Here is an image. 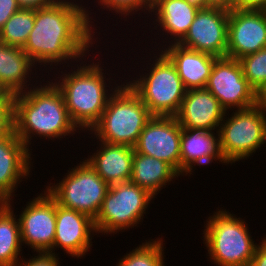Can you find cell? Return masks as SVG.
I'll return each instance as SVG.
<instances>
[{"mask_svg": "<svg viewBox=\"0 0 266 266\" xmlns=\"http://www.w3.org/2000/svg\"><path fill=\"white\" fill-rule=\"evenodd\" d=\"M71 1L59 0L35 10L34 27L22 50L36 65L45 68L78 63L86 59L89 48L95 44L91 8L87 10L76 0Z\"/></svg>", "mask_w": 266, "mask_h": 266, "instance_id": "1", "label": "cell"}, {"mask_svg": "<svg viewBox=\"0 0 266 266\" xmlns=\"http://www.w3.org/2000/svg\"><path fill=\"white\" fill-rule=\"evenodd\" d=\"M52 81L47 80L43 86L34 84L13 96L15 133L31 152V140L37 135L54 141L78 130L70 119L61 90Z\"/></svg>", "mask_w": 266, "mask_h": 266, "instance_id": "2", "label": "cell"}, {"mask_svg": "<svg viewBox=\"0 0 266 266\" xmlns=\"http://www.w3.org/2000/svg\"><path fill=\"white\" fill-rule=\"evenodd\" d=\"M79 64L83 65L72 64L73 69L69 72L61 70L60 77H56L59 80L55 79L54 83L61 90L70 119L80 134L79 130L90 132L98 123L109 98L120 85L116 81L113 82L116 85H111V78L106 79V73L98 61H90V64L89 61L88 64L82 61ZM106 80L111 87L107 85Z\"/></svg>", "mask_w": 266, "mask_h": 266, "instance_id": "3", "label": "cell"}, {"mask_svg": "<svg viewBox=\"0 0 266 266\" xmlns=\"http://www.w3.org/2000/svg\"><path fill=\"white\" fill-rule=\"evenodd\" d=\"M152 116L139 96L124 81L109 98L101 118L90 133L99 141L135 147Z\"/></svg>", "mask_w": 266, "mask_h": 266, "instance_id": "4", "label": "cell"}, {"mask_svg": "<svg viewBox=\"0 0 266 266\" xmlns=\"http://www.w3.org/2000/svg\"><path fill=\"white\" fill-rule=\"evenodd\" d=\"M247 226L226 209L208 217L202 234L210 261L217 266H250L260 243H254Z\"/></svg>", "mask_w": 266, "mask_h": 266, "instance_id": "5", "label": "cell"}, {"mask_svg": "<svg viewBox=\"0 0 266 266\" xmlns=\"http://www.w3.org/2000/svg\"><path fill=\"white\" fill-rule=\"evenodd\" d=\"M159 51L156 52L158 55L154 54L155 60L152 56L149 58L150 62L153 61L148 63L151 68L147 64L149 73H141L138 78L131 77L132 81L126 83L153 116H175L185 97L186 89L174 64Z\"/></svg>", "mask_w": 266, "mask_h": 266, "instance_id": "6", "label": "cell"}, {"mask_svg": "<svg viewBox=\"0 0 266 266\" xmlns=\"http://www.w3.org/2000/svg\"><path fill=\"white\" fill-rule=\"evenodd\" d=\"M232 111L231 117L226 111L218 130L219 151L227 165L249 159L266 143V113L263 110L254 105Z\"/></svg>", "mask_w": 266, "mask_h": 266, "instance_id": "7", "label": "cell"}, {"mask_svg": "<svg viewBox=\"0 0 266 266\" xmlns=\"http://www.w3.org/2000/svg\"><path fill=\"white\" fill-rule=\"evenodd\" d=\"M154 198L147 190L130 181L110 185L94 220L97 233L114 235L139 225Z\"/></svg>", "mask_w": 266, "mask_h": 266, "instance_id": "8", "label": "cell"}, {"mask_svg": "<svg viewBox=\"0 0 266 266\" xmlns=\"http://www.w3.org/2000/svg\"><path fill=\"white\" fill-rule=\"evenodd\" d=\"M65 176L59 183L47 185L45 190L58 205L84 213L95 220L110 185L86 160L68 170Z\"/></svg>", "mask_w": 266, "mask_h": 266, "instance_id": "9", "label": "cell"}, {"mask_svg": "<svg viewBox=\"0 0 266 266\" xmlns=\"http://www.w3.org/2000/svg\"><path fill=\"white\" fill-rule=\"evenodd\" d=\"M208 89L229 111L246 109L256 105V91L243 75L239 60L228 57L218 58L208 78Z\"/></svg>", "mask_w": 266, "mask_h": 266, "instance_id": "10", "label": "cell"}, {"mask_svg": "<svg viewBox=\"0 0 266 266\" xmlns=\"http://www.w3.org/2000/svg\"><path fill=\"white\" fill-rule=\"evenodd\" d=\"M28 201L19 216L21 241L34 252H49L56 232V200L46 191ZM24 209V210H23Z\"/></svg>", "mask_w": 266, "mask_h": 266, "instance_id": "11", "label": "cell"}, {"mask_svg": "<svg viewBox=\"0 0 266 266\" xmlns=\"http://www.w3.org/2000/svg\"><path fill=\"white\" fill-rule=\"evenodd\" d=\"M229 11L215 7H200L180 46L226 57Z\"/></svg>", "mask_w": 266, "mask_h": 266, "instance_id": "12", "label": "cell"}, {"mask_svg": "<svg viewBox=\"0 0 266 266\" xmlns=\"http://www.w3.org/2000/svg\"><path fill=\"white\" fill-rule=\"evenodd\" d=\"M181 134L182 127L175 116H152L134 149L167 162L181 175Z\"/></svg>", "mask_w": 266, "mask_h": 266, "instance_id": "13", "label": "cell"}, {"mask_svg": "<svg viewBox=\"0 0 266 266\" xmlns=\"http://www.w3.org/2000/svg\"><path fill=\"white\" fill-rule=\"evenodd\" d=\"M266 47V10L229 11L226 57L240 59Z\"/></svg>", "mask_w": 266, "mask_h": 266, "instance_id": "14", "label": "cell"}, {"mask_svg": "<svg viewBox=\"0 0 266 266\" xmlns=\"http://www.w3.org/2000/svg\"><path fill=\"white\" fill-rule=\"evenodd\" d=\"M96 233V234H94ZM97 235L94 220L88 215L67 209L56 202V232L53 248H61L67 255L76 258L84 257L92 247V237Z\"/></svg>", "mask_w": 266, "mask_h": 266, "instance_id": "15", "label": "cell"}, {"mask_svg": "<svg viewBox=\"0 0 266 266\" xmlns=\"http://www.w3.org/2000/svg\"><path fill=\"white\" fill-rule=\"evenodd\" d=\"M32 152L19 139L15 131L0 139V202L7 203L16 196L15 191L23 178L28 179L32 169ZM27 177V178H26ZM22 178V179H21ZM16 188V189H15Z\"/></svg>", "mask_w": 266, "mask_h": 266, "instance_id": "16", "label": "cell"}, {"mask_svg": "<svg viewBox=\"0 0 266 266\" xmlns=\"http://www.w3.org/2000/svg\"><path fill=\"white\" fill-rule=\"evenodd\" d=\"M226 110L206 88L186 90L175 115L182 128L218 132Z\"/></svg>", "mask_w": 266, "mask_h": 266, "instance_id": "17", "label": "cell"}, {"mask_svg": "<svg viewBox=\"0 0 266 266\" xmlns=\"http://www.w3.org/2000/svg\"><path fill=\"white\" fill-rule=\"evenodd\" d=\"M201 4L198 0H157L151 6L152 25L162 29V37L168 38V44H178L187 34L190 25ZM153 12V15H152ZM165 34V36H163ZM169 34V35H168ZM172 40V41H169Z\"/></svg>", "mask_w": 266, "mask_h": 266, "instance_id": "18", "label": "cell"}, {"mask_svg": "<svg viewBox=\"0 0 266 266\" xmlns=\"http://www.w3.org/2000/svg\"><path fill=\"white\" fill-rule=\"evenodd\" d=\"M160 49L174 64L186 90L205 88L218 57L179 44H162Z\"/></svg>", "mask_w": 266, "mask_h": 266, "instance_id": "19", "label": "cell"}, {"mask_svg": "<svg viewBox=\"0 0 266 266\" xmlns=\"http://www.w3.org/2000/svg\"><path fill=\"white\" fill-rule=\"evenodd\" d=\"M100 142V148L84 159L107 184L129 182L132 175L134 147Z\"/></svg>", "mask_w": 266, "mask_h": 266, "instance_id": "20", "label": "cell"}, {"mask_svg": "<svg viewBox=\"0 0 266 266\" xmlns=\"http://www.w3.org/2000/svg\"><path fill=\"white\" fill-rule=\"evenodd\" d=\"M180 156L181 176H190L195 165L207 166L213 161L225 163L219 151L218 132L212 131L182 128Z\"/></svg>", "mask_w": 266, "mask_h": 266, "instance_id": "21", "label": "cell"}, {"mask_svg": "<svg viewBox=\"0 0 266 266\" xmlns=\"http://www.w3.org/2000/svg\"><path fill=\"white\" fill-rule=\"evenodd\" d=\"M34 66L38 68L21 48L0 42V89L4 93L14 96L29 90Z\"/></svg>", "mask_w": 266, "mask_h": 266, "instance_id": "22", "label": "cell"}, {"mask_svg": "<svg viewBox=\"0 0 266 266\" xmlns=\"http://www.w3.org/2000/svg\"><path fill=\"white\" fill-rule=\"evenodd\" d=\"M178 176L180 174L167 162L134 150L130 182L147 190L154 197Z\"/></svg>", "mask_w": 266, "mask_h": 266, "instance_id": "23", "label": "cell"}, {"mask_svg": "<svg viewBox=\"0 0 266 266\" xmlns=\"http://www.w3.org/2000/svg\"><path fill=\"white\" fill-rule=\"evenodd\" d=\"M11 204L0 205V266H17L22 259L20 224Z\"/></svg>", "mask_w": 266, "mask_h": 266, "instance_id": "24", "label": "cell"}, {"mask_svg": "<svg viewBox=\"0 0 266 266\" xmlns=\"http://www.w3.org/2000/svg\"><path fill=\"white\" fill-rule=\"evenodd\" d=\"M34 21V9H20L0 30V42L23 49L34 27Z\"/></svg>", "mask_w": 266, "mask_h": 266, "instance_id": "25", "label": "cell"}, {"mask_svg": "<svg viewBox=\"0 0 266 266\" xmlns=\"http://www.w3.org/2000/svg\"><path fill=\"white\" fill-rule=\"evenodd\" d=\"M162 238L150 239L126 253L117 266H165Z\"/></svg>", "mask_w": 266, "mask_h": 266, "instance_id": "26", "label": "cell"}, {"mask_svg": "<svg viewBox=\"0 0 266 266\" xmlns=\"http://www.w3.org/2000/svg\"><path fill=\"white\" fill-rule=\"evenodd\" d=\"M238 60L244 77L249 85L257 91L266 82V47Z\"/></svg>", "mask_w": 266, "mask_h": 266, "instance_id": "27", "label": "cell"}, {"mask_svg": "<svg viewBox=\"0 0 266 266\" xmlns=\"http://www.w3.org/2000/svg\"><path fill=\"white\" fill-rule=\"evenodd\" d=\"M97 1V0H96ZM98 5L103 6L102 9L115 12L120 16H133V14H140L138 11H145L144 14H150L151 4L147 0H98ZM113 10V11H112ZM147 10V11H146ZM137 12V13H136Z\"/></svg>", "mask_w": 266, "mask_h": 266, "instance_id": "28", "label": "cell"}, {"mask_svg": "<svg viewBox=\"0 0 266 266\" xmlns=\"http://www.w3.org/2000/svg\"><path fill=\"white\" fill-rule=\"evenodd\" d=\"M15 131L13 95L0 98V139L9 137Z\"/></svg>", "mask_w": 266, "mask_h": 266, "instance_id": "29", "label": "cell"}, {"mask_svg": "<svg viewBox=\"0 0 266 266\" xmlns=\"http://www.w3.org/2000/svg\"><path fill=\"white\" fill-rule=\"evenodd\" d=\"M31 259L23 258L18 262L17 266H61L59 261V253L37 252Z\"/></svg>", "mask_w": 266, "mask_h": 266, "instance_id": "30", "label": "cell"}, {"mask_svg": "<svg viewBox=\"0 0 266 266\" xmlns=\"http://www.w3.org/2000/svg\"><path fill=\"white\" fill-rule=\"evenodd\" d=\"M20 9L17 0H0V30L11 16Z\"/></svg>", "mask_w": 266, "mask_h": 266, "instance_id": "31", "label": "cell"}, {"mask_svg": "<svg viewBox=\"0 0 266 266\" xmlns=\"http://www.w3.org/2000/svg\"><path fill=\"white\" fill-rule=\"evenodd\" d=\"M266 10V0H232V10Z\"/></svg>", "mask_w": 266, "mask_h": 266, "instance_id": "32", "label": "cell"}, {"mask_svg": "<svg viewBox=\"0 0 266 266\" xmlns=\"http://www.w3.org/2000/svg\"><path fill=\"white\" fill-rule=\"evenodd\" d=\"M59 0H17L21 9H34L44 8L57 3Z\"/></svg>", "mask_w": 266, "mask_h": 266, "instance_id": "33", "label": "cell"}, {"mask_svg": "<svg viewBox=\"0 0 266 266\" xmlns=\"http://www.w3.org/2000/svg\"><path fill=\"white\" fill-rule=\"evenodd\" d=\"M260 245L256 248L250 266H266V237L261 238Z\"/></svg>", "mask_w": 266, "mask_h": 266, "instance_id": "34", "label": "cell"}, {"mask_svg": "<svg viewBox=\"0 0 266 266\" xmlns=\"http://www.w3.org/2000/svg\"><path fill=\"white\" fill-rule=\"evenodd\" d=\"M202 7L222 8L232 10V0H198Z\"/></svg>", "mask_w": 266, "mask_h": 266, "instance_id": "35", "label": "cell"}, {"mask_svg": "<svg viewBox=\"0 0 266 266\" xmlns=\"http://www.w3.org/2000/svg\"><path fill=\"white\" fill-rule=\"evenodd\" d=\"M256 106L266 113V82L256 91Z\"/></svg>", "mask_w": 266, "mask_h": 266, "instance_id": "36", "label": "cell"}, {"mask_svg": "<svg viewBox=\"0 0 266 266\" xmlns=\"http://www.w3.org/2000/svg\"><path fill=\"white\" fill-rule=\"evenodd\" d=\"M151 5H153L157 0H147Z\"/></svg>", "mask_w": 266, "mask_h": 266, "instance_id": "37", "label": "cell"}, {"mask_svg": "<svg viewBox=\"0 0 266 266\" xmlns=\"http://www.w3.org/2000/svg\"><path fill=\"white\" fill-rule=\"evenodd\" d=\"M5 93L0 89V98L4 95Z\"/></svg>", "mask_w": 266, "mask_h": 266, "instance_id": "38", "label": "cell"}]
</instances>
